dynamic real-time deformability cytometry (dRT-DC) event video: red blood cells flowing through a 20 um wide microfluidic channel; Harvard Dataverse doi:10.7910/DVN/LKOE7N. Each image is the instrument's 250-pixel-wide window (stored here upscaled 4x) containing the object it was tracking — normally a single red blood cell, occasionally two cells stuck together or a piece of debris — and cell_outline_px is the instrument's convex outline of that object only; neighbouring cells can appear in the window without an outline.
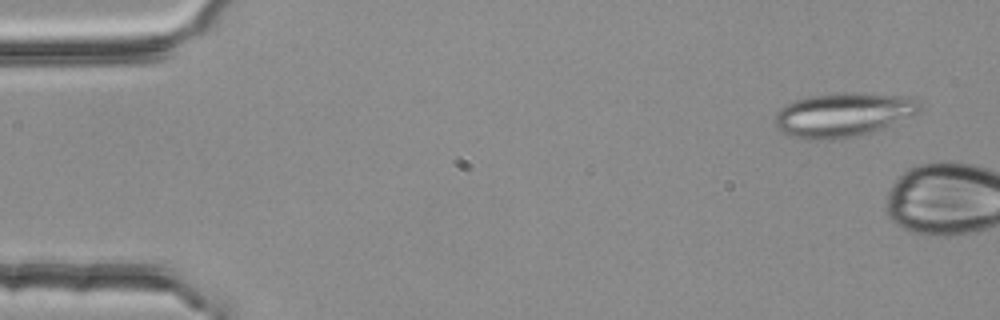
{"species": "common noctule bat (a hibernating species)", "species_latin": "Nyctalus noctula", "temperature_condition": "room temperature", "stored_images_in_passage": 2, "camera_frame_rate_fps": 3000, "um_per_image_px": 0.085, "animal": {"sex": "female", "body_mass_g": 25.1}, "frame": {"image": 1, "passage_image": 1, "time_ms": 0.0, "image_size_px": [1000, 320], "cell_outline_px": [[920, 108], [916, 112], [888, 124], [868, 132], [856, 136], [832, 140], [808, 140], [792, 136], [784, 132], [776, 124], [776, 112], [780, 108], [792, 100], [812, 96], [840, 92], [860, 92], [908, 96], [920, 100]], "centroid_in_image_um": [71.62, 9.72], "position_along_channel_um": 13.4, "area_um2": 36.7}}